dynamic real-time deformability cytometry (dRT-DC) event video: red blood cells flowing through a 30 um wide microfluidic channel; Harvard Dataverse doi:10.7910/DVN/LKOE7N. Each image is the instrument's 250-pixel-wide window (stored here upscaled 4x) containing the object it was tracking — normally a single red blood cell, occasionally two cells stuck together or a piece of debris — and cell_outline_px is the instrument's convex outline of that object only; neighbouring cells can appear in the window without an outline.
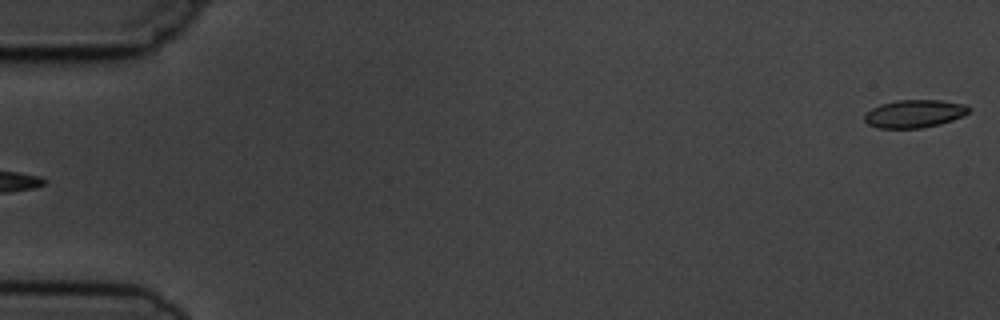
{"species": "common noctule bat (a hibernating species)", "species_latin": "Nyctalus noctula", "temperature_condition": "cold", "stored_images_in_passage": 5, "segment_of_instrument_passage": [2, 2], "camera_frame_rate_fps": 3000, "um_per_image_px": 0.085, "animal": {"sex": "male", "body_mass_g": 19.5, "forearm_length_mm": 54.6}, "frame": {"image": 1, "passage_image": 5, "time_ms": 5.333, "image_size_px": [1000, 320], "cell_outline_px": [[972, 108], [964, 116], [940, 124], [920, 128], [876, 128], [868, 124], [864, 120], [864, 116], [872, 108], [880, 104], [896, 100], [940, 100], [964, 104]], "centroid_in_image_um": [77.73, 9.66], "position_along_channel_um": 7.3, "area_um2": 16.99}}